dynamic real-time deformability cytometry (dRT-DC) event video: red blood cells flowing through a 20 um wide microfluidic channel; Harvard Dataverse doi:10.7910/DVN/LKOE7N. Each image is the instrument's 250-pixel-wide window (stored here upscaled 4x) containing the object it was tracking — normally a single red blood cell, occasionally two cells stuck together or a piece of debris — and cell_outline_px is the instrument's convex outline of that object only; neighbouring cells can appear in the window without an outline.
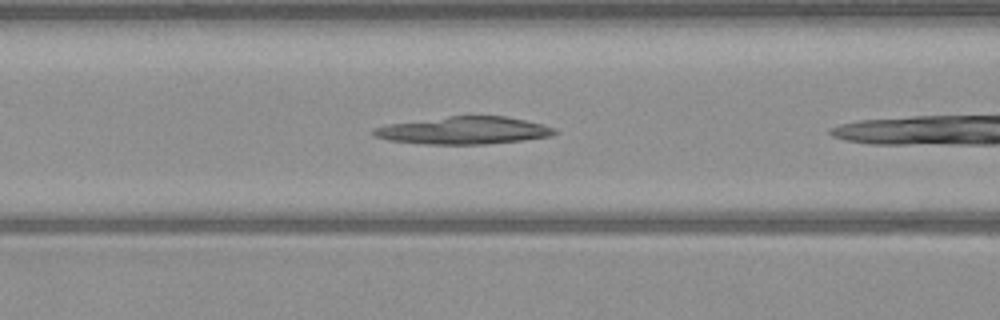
{"species": "common noctule bat (a hibernating species)", "species_latin": "Nyctalus noctula", "temperature_condition": "warm", "stored_images_in_passage": 6, "camera_frame_rate_fps": 3000, "um_per_image_px": 0.085, "animal": {"sex": "male", "body_mass_g": 23.1, "forearm_length_mm": 52.7}, "frame": {"image": 1, "passage_image": 5, "time_ms": 1.333, "image_size_px": [1000, 320], "cell_outline_px": [[556, 132], [552, 136], [524, 140], [484, 144], [424, 144], [388, 140], [372, 136], [372, 128], [388, 124], [448, 116], [508, 116], [544, 124], [556, 128]], "centroid_in_image_um": [39.43, 11.09], "position_along_channel_um": 127.2, "area_um2": 29.13}}